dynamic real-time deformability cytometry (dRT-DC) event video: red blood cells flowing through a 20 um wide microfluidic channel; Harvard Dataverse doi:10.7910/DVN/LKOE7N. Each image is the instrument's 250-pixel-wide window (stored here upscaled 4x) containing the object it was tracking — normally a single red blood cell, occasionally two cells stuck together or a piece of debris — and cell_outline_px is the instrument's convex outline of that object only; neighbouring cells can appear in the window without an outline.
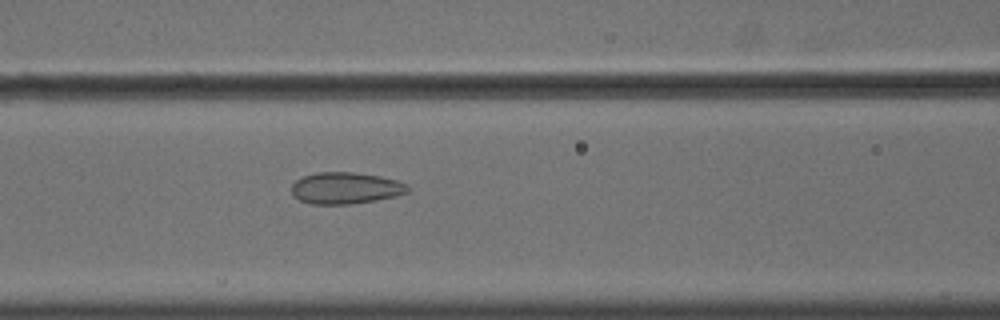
{"species": "common noctule bat (a hibernating species)", "species_latin": "Nyctalus noctula", "temperature_condition": "cold", "stored_images_in_passage": 56, "camera_frame_rate_fps": 3000, "um_per_image_px": 0.085, "animal": {"sex": "male", "body_mass_g": 18.8}, "frame": {"image": 1, "passage_image": 25, "time_ms": 8.0, "image_size_px": [1000, 320], "cell_outline_px": [[412, 188], [408, 192], [396, 196], [376, 200], [352, 204], [312, 204], [300, 200], [292, 192], [292, 184], [296, 180], [304, 176], [316, 172], [352, 172], [380, 176], [396, 180], [408, 184]], "centroid_in_image_um": [29.42, 15.98], "position_along_channel_um": 137.2, "area_um2": 21.44}}
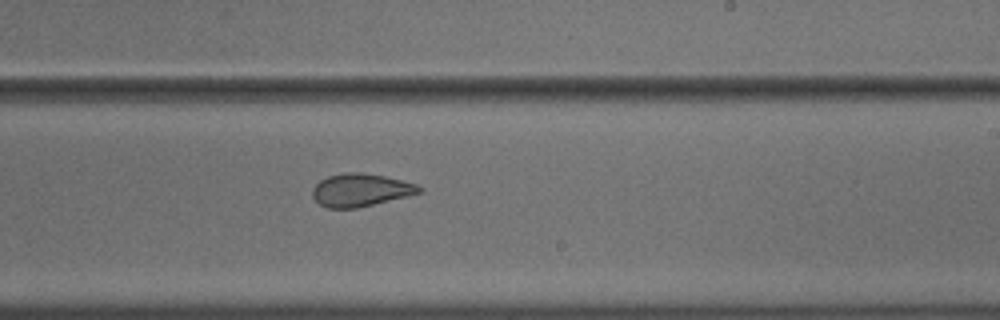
{"frame": {"image": 2, "passage_image": 35, "time_ms": 11.333, "image_size_px": [1000, 320], "cell_outline_px": [[424, 192], [356, 208], [328, 208], [320, 204], [312, 196], [312, 188], [320, 180], [328, 176], [344, 172], [360, 172], [384, 176], [416, 184], [424, 188]], "centroid_in_image_um": [30.65, 16.15], "position_along_channel_um": 258.3, "area_um2": 20.35}}
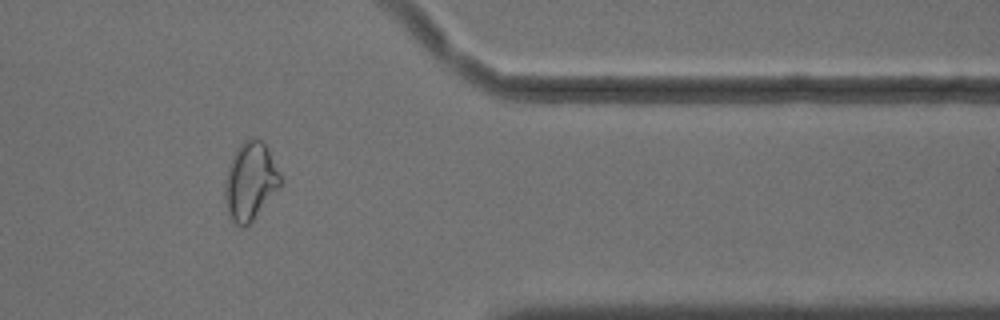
{"frame": {"image": 3, "passage_image": 47, "time_ms": 15.333, "image_size_px": [1000, 320], "cell_outline_px": [[280, 188], [252, 220], [244, 228], [240, 228], [228, 216], [224, 200], [224, 192], [228, 168], [236, 148], [244, 140], [252, 136], [260, 140], [268, 148], [280, 176]], "centroid_in_image_um": [21.25, 15.42], "position_along_channel_um": 390.1, "area_um2": 25.09}, "authors_computed_cell_mechanics": {"area_um2": 24.276, "velocity_mm_per_s": 3.6376, "shape_relaxation_time_tau1_ms": null, "shape_relaxation_time_tau2_ms": 1.2259, "deformation_change_tau1": null, "deformation_change_tau2": 0.0662}}